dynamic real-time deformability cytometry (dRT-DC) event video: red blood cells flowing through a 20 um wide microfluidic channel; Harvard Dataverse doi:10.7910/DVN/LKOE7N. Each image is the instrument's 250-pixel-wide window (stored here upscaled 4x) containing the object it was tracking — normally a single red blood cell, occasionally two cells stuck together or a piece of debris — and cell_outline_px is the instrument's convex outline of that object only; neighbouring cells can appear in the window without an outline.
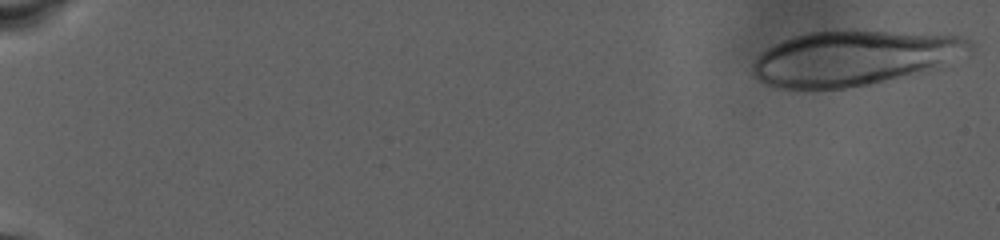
{"species": "human", "species_latin": "Homo sapiens", "temperature_condition": "warm", "stored_images_in_passage": 35, "camera_frame_rate_fps": 3000, "um_per_image_px": 0.085, "donor": {"sex": "male"}, "frame": {"image": 1, "passage_image": 1, "time_ms": 0.0, "image_size_px": [1000, 240], "cell_outline_px": [[976, 48], [924, 68], [912, 72], [884, 80], [868, 84], [844, 88], [780, 88], [768, 84], [752, 76], [752, 64], [768, 48], [792, 36], [808, 32], [848, 28], [852, 28], [964, 36], [972, 40], [976, 44]], "centroid_in_image_um": [72.5, 4.86], "position_along_channel_um": 12.5, "area_um2": 68.55}}